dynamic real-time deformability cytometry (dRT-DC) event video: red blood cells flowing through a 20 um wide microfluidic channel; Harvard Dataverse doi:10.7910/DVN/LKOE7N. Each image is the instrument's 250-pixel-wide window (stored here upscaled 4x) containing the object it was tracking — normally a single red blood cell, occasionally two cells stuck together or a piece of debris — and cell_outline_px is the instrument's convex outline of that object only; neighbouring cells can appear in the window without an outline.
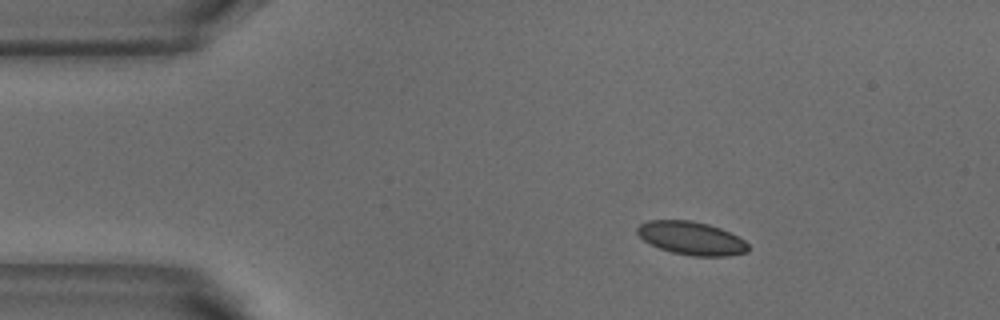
{"species": "common noctule bat (a hibernating species)", "species_latin": "Nyctalus noctula", "temperature_condition": "warm", "stored_images_in_passage": 4, "camera_frame_rate_fps": 3000, "um_per_image_px": 0.085, "animal": {"sex": "male", "body_mass_g": 18.8}, "frame": {"image": 1, "passage_image": 2, "time_ms": 0.333, "image_size_px": [1000, 320], "cell_outline_px": [[748, 252], [728, 256], [692, 256], [672, 252], [660, 248], [644, 240], [636, 232], [636, 228], [640, 224], [648, 220], [692, 220], [708, 224], [720, 228], [744, 240], [748, 244]], "centroid_in_image_um": [58.76, 20.24], "position_along_channel_um": 26.2, "area_um2": 21.39}}
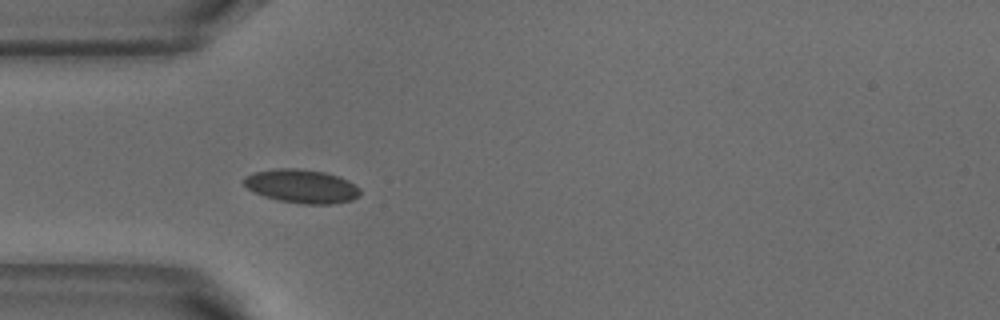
{"frame": {"image": 2, "passage_image": 4, "time_ms": 1.0, "image_size_px": [1000, 320], "cell_outline_px": [[360, 196], [352, 200], [332, 204], [304, 204], [276, 200], [264, 196], [248, 188], [240, 180], [244, 176], [256, 172], [276, 168], [296, 168], [324, 172], [340, 176], [348, 180], [360, 188]], "centroid_in_image_um": [25.65, 15.83], "position_along_channel_um": 59.3, "area_um2": 22.95}}